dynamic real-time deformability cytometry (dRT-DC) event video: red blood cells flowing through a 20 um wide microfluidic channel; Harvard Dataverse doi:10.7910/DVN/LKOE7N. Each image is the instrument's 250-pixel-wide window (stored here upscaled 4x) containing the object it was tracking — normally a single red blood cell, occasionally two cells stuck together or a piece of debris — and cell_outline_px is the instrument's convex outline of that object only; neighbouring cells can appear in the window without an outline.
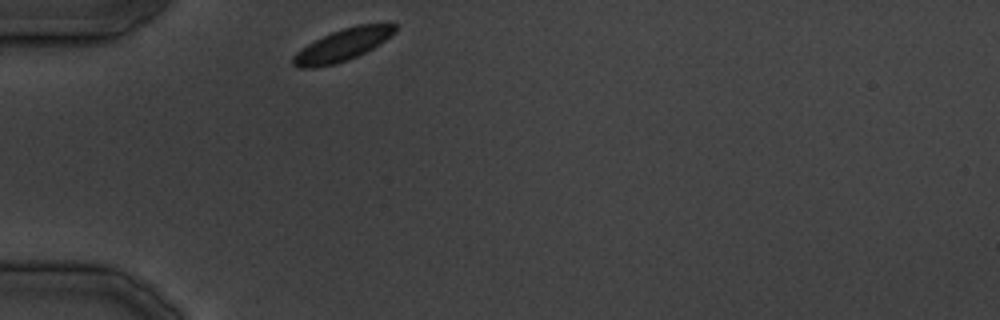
{"species": "common noctule bat (a hibernating species)", "species_latin": "Nyctalus noctula", "temperature_condition": "cold", "stored_images_in_passage": 22, "camera_frame_rate_fps": 3000, "um_per_image_px": 0.085, "animal": {"sex": "male", "body_mass_g": 19.5, "forearm_length_mm": 54.6}, "frame": {"image": 1, "passage_image": 1, "time_ms": 0.0, "image_size_px": [1000, 320], "cell_outline_px": [[396, 32], [380, 44], [348, 60], [336, 64], [316, 68], [300, 68], [292, 64], [292, 56], [296, 52], [308, 44], [332, 32], [356, 24], [396, 24]], "centroid_in_image_um": [29.1, 3.84], "position_along_channel_um": 55.9, "area_um2": 18.9}}
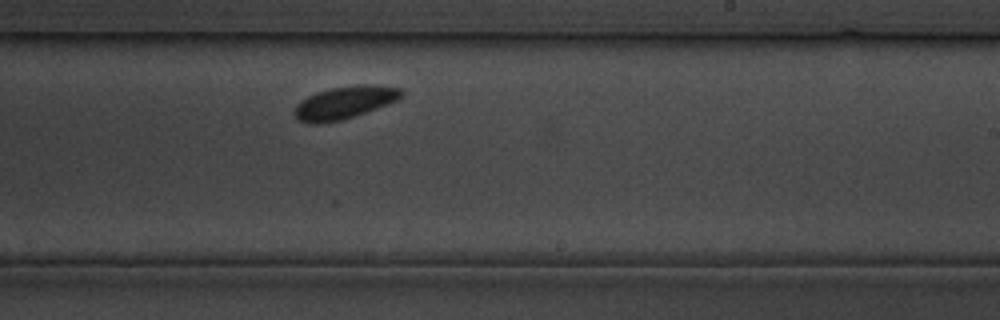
{"frame": {"image": 2, "passage_image": 13, "time_ms": 15.667, "image_size_px": [1000, 320], "cell_outline_px": [[404, 92], [396, 100], [388, 104], [340, 120], [320, 124], [312, 124], [300, 120], [292, 112], [296, 104], [300, 100], [316, 92], [328, 88], [364, 84], [372, 84], [400, 88]], "centroid_in_image_um": [29.24, 8.7], "position_along_channel_um": 259.8, "area_um2": 20.17}}